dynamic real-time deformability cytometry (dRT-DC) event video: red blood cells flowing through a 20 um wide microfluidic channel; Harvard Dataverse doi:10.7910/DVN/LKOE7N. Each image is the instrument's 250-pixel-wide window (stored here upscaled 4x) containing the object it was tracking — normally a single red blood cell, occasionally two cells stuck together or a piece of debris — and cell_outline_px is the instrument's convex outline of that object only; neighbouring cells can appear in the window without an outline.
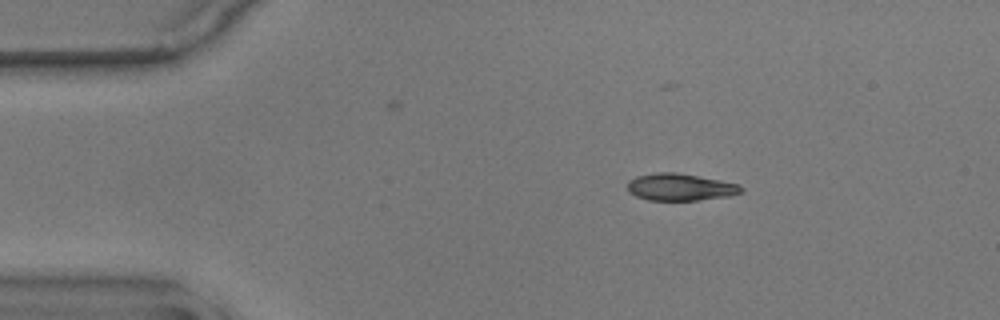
{"species": "common noctule bat (a hibernating species)", "species_latin": "Nyctalus noctula", "temperature_condition": "warm", "stored_images_in_passage": 48, "camera_frame_rate_fps": 3000, "um_per_image_px": 0.085, "animal": {"sex": "male", "body_mass_g": 17.9}, "frame": {"image": 1, "passage_image": 1, "time_ms": 0.0, "image_size_px": [1000, 320], "cell_outline_px": [[744, 192], [732, 196], [696, 200], [648, 200], [636, 196], [628, 192], [628, 180], [636, 176], [656, 172], [676, 172], [720, 180], [740, 184], [744, 188]], "centroid_in_image_um": [57.85, 15.9], "position_along_channel_um": 27.2, "area_um2": 18.15}}
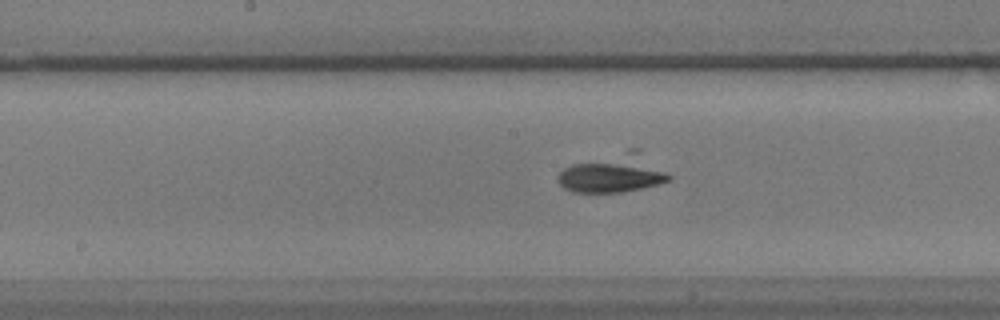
{"frame": {"image": 2, "passage_image": 20, "time_ms": 6.333, "image_size_px": [1000, 320], "cell_outline_px": [[672, 180], [640, 188], [620, 192], [576, 192], [564, 188], [560, 184], [556, 176], [564, 168], [572, 164], [628, 148], [640, 148], [672, 176]], "centroid_in_image_um": [52.17, 14.69], "position_along_channel_um": 196.0, "area_um2": 25.14}}
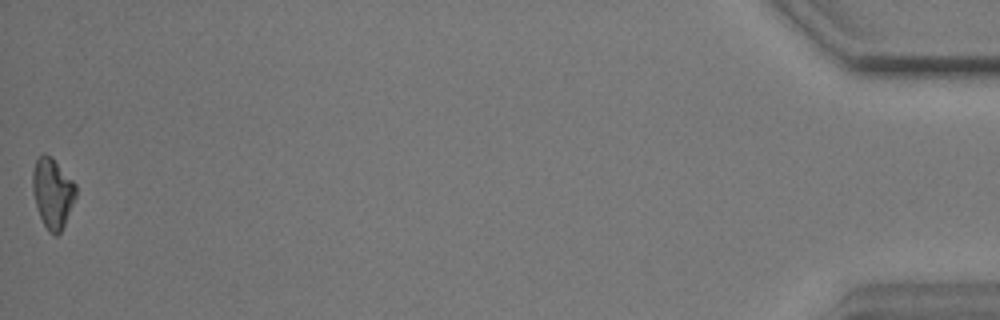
{"frame": {"image": 3, "passage_image": 48, "time_ms": 15.667, "image_size_px": [1000, 320], "cell_outline_px": [[76, 196], [64, 224], [60, 232], [56, 236], [48, 232], [40, 216], [32, 192], [32, 172], [36, 160], [44, 152], [52, 156], [76, 184]], "centroid_in_image_um": [4.46, 16.37], "position_along_channel_um": 430.7, "area_um2": 17.63}}